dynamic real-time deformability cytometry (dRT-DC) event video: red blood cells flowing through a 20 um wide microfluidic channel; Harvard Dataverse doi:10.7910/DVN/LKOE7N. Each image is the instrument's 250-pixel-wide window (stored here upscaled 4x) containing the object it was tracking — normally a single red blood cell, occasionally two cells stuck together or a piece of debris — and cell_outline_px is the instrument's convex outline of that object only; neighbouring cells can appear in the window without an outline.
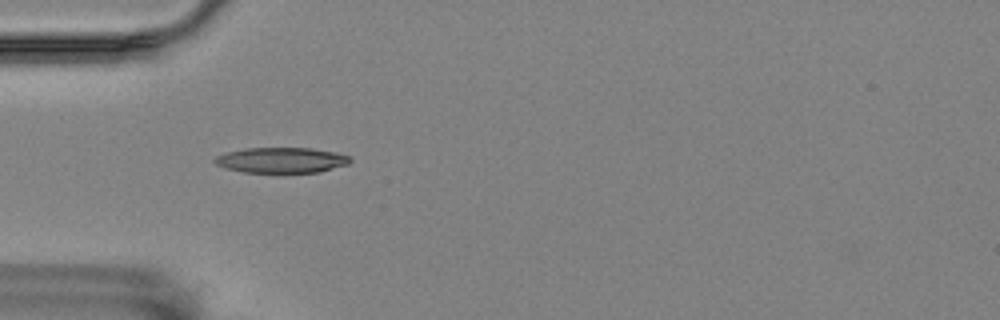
{"species": "Egyptian fruit bat (a non-hibernating species)", "species_latin": "Rousettus aegyptiacus", "temperature_condition": "room temperature", "stored_images_in_passage": 57, "camera_frame_rate_fps": 3000, "um_per_image_px": 0.085, "animal": {"sex": "female"}, "frame": {"image": 1, "passage_image": 18, "time_ms": 5.667, "image_size_px": [1000, 320], "cell_outline_px": [[352, 160], [348, 164], [320, 172], [244, 172], [224, 168], [216, 164], [212, 160], [216, 156], [228, 152], [248, 148], [312, 148], [336, 152], [348, 156]], "centroid_in_image_um": [23.92, 13.61], "position_along_channel_um": 61.1, "area_um2": 20.0}}
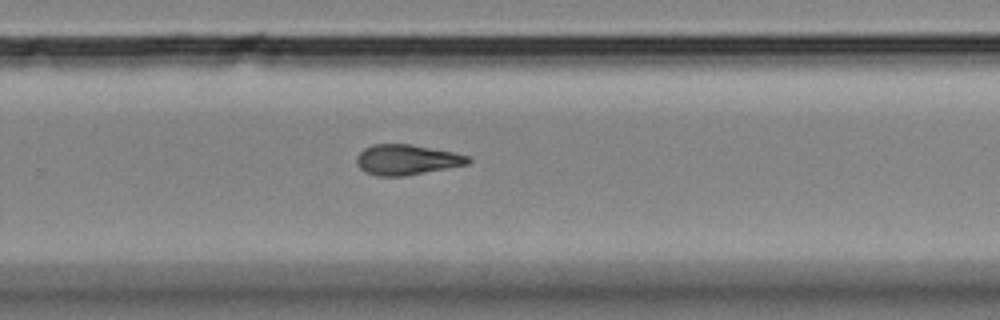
{"frame": {"image": 2, "passage_image": 38, "time_ms": 12.333, "image_size_px": [1000, 320], "cell_outline_px": [[472, 160], [468, 164], [404, 176], [376, 176], [364, 172], [356, 164], [356, 156], [364, 148], [372, 144], [412, 144], [452, 152], [468, 156]], "centroid_in_image_um": [34.52, 13.57], "position_along_channel_um": 295.3, "area_um2": 19.71}}
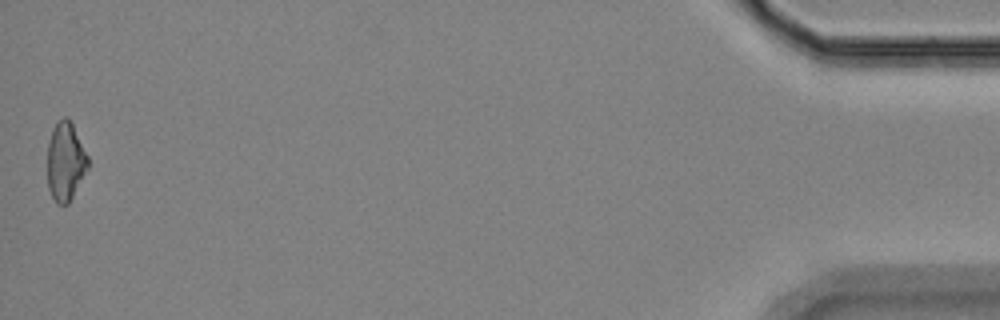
{"frame": {"image": 3, "passage_image": 57, "time_ms": 18.667, "image_size_px": [1000, 320], "cell_outline_px": [[88, 168], [68, 204], [56, 204], [48, 188], [48, 144], [52, 128], [56, 120], [64, 116], [68, 116], [88, 156]], "centroid_in_image_um": [5.55, 13.7], "position_along_channel_um": 429.7, "area_um2": 18.55}, "authors_computed_cell_mechanics": {"area_um2": 19.3052, "velocity_mm_per_s": 3.5342, "shape_relaxation_time_tau1_ms": null, "shape_relaxation_time_tau2_ms": 5.8246, "deformation_change_tau1": null, "deformation_change_tau2": 0.1589}}